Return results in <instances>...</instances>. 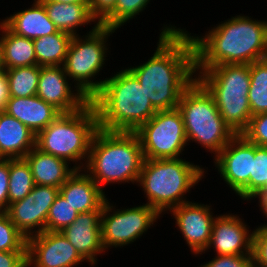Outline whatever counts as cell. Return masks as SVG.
<instances>
[{"mask_svg":"<svg viewBox=\"0 0 267 267\" xmlns=\"http://www.w3.org/2000/svg\"><path fill=\"white\" fill-rule=\"evenodd\" d=\"M156 52L146 63L128 68L138 79L157 111L178 107L184 90L196 79L191 36L182 29L165 27Z\"/></svg>","mask_w":267,"mask_h":267,"instance_id":"6da1fadb","label":"cell"},{"mask_svg":"<svg viewBox=\"0 0 267 267\" xmlns=\"http://www.w3.org/2000/svg\"><path fill=\"white\" fill-rule=\"evenodd\" d=\"M191 38L195 51V70L223 64H251L267 58L265 21L236 16L219 24L203 38Z\"/></svg>","mask_w":267,"mask_h":267,"instance_id":"7a4b0ae2","label":"cell"},{"mask_svg":"<svg viewBox=\"0 0 267 267\" xmlns=\"http://www.w3.org/2000/svg\"><path fill=\"white\" fill-rule=\"evenodd\" d=\"M90 101L97 114L98 128L106 131L135 132L157 112L129 69L105 79Z\"/></svg>","mask_w":267,"mask_h":267,"instance_id":"3957f363","label":"cell"},{"mask_svg":"<svg viewBox=\"0 0 267 267\" xmlns=\"http://www.w3.org/2000/svg\"><path fill=\"white\" fill-rule=\"evenodd\" d=\"M143 160L141 143L135 132L98 128L85 166L90 171L89 176L101 188L106 182H138Z\"/></svg>","mask_w":267,"mask_h":267,"instance_id":"277c9868","label":"cell"},{"mask_svg":"<svg viewBox=\"0 0 267 267\" xmlns=\"http://www.w3.org/2000/svg\"><path fill=\"white\" fill-rule=\"evenodd\" d=\"M204 170L183 159H144L138 182L147 205L161 214L186 203L182 195L201 180Z\"/></svg>","mask_w":267,"mask_h":267,"instance_id":"5b68a950","label":"cell"},{"mask_svg":"<svg viewBox=\"0 0 267 267\" xmlns=\"http://www.w3.org/2000/svg\"><path fill=\"white\" fill-rule=\"evenodd\" d=\"M177 109L187 142L193 140L218 154L236 135L225 123L211 94L195 79L183 92Z\"/></svg>","mask_w":267,"mask_h":267,"instance_id":"8992f818","label":"cell"},{"mask_svg":"<svg viewBox=\"0 0 267 267\" xmlns=\"http://www.w3.org/2000/svg\"><path fill=\"white\" fill-rule=\"evenodd\" d=\"M97 129V114L89 101L78 111L62 113L39 132L35 147L66 161L88 159L90 144Z\"/></svg>","mask_w":267,"mask_h":267,"instance_id":"52a82bcc","label":"cell"},{"mask_svg":"<svg viewBox=\"0 0 267 267\" xmlns=\"http://www.w3.org/2000/svg\"><path fill=\"white\" fill-rule=\"evenodd\" d=\"M114 29L101 26L99 22L87 34L85 40L74 35L68 46L63 63L67 76L77 81V91H81L89 100L101 89L103 81H91L104 64L106 57L105 41L114 33Z\"/></svg>","mask_w":267,"mask_h":267,"instance_id":"ba28073f","label":"cell"},{"mask_svg":"<svg viewBox=\"0 0 267 267\" xmlns=\"http://www.w3.org/2000/svg\"><path fill=\"white\" fill-rule=\"evenodd\" d=\"M135 133L144 159H177L187 144L183 118L177 108L157 111Z\"/></svg>","mask_w":267,"mask_h":267,"instance_id":"9c48e42d","label":"cell"},{"mask_svg":"<svg viewBox=\"0 0 267 267\" xmlns=\"http://www.w3.org/2000/svg\"><path fill=\"white\" fill-rule=\"evenodd\" d=\"M106 199L100 217L103 248L123 246L134 242L160 215L151 206L145 204L123 209L110 215L113 206ZM109 214V215H108ZM108 215V216H106ZM106 217V218H105Z\"/></svg>","mask_w":267,"mask_h":267,"instance_id":"30bf717a","label":"cell"},{"mask_svg":"<svg viewBox=\"0 0 267 267\" xmlns=\"http://www.w3.org/2000/svg\"><path fill=\"white\" fill-rule=\"evenodd\" d=\"M254 157L255 144L250 143L242 134L235 135L215 156L221 177L245 200H248V182Z\"/></svg>","mask_w":267,"mask_h":267,"instance_id":"8fae6325","label":"cell"},{"mask_svg":"<svg viewBox=\"0 0 267 267\" xmlns=\"http://www.w3.org/2000/svg\"><path fill=\"white\" fill-rule=\"evenodd\" d=\"M84 261L61 232L44 231L27 239V263L34 267H73Z\"/></svg>","mask_w":267,"mask_h":267,"instance_id":"7c38bea8","label":"cell"},{"mask_svg":"<svg viewBox=\"0 0 267 267\" xmlns=\"http://www.w3.org/2000/svg\"><path fill=\"white\" fill-rule=\"evenodd\" d=\"M66 79L63 66H40L36 95L61 113L78 111L90 101L81 91L72 93Z\"/></svg>","mask_w":267,"mask_h":267,"instance_id":"4fadbf2b","label":"cell"},{"mask_svg":"<svg viewBox=\"0 0 267 267\" xmlns=\"http://www.w3.org/2000/svg\"><path fill=\"white\" fill-rule=\"evenodd\" d=\"M210 206L186 201L173 212L176 224L193 253L199 254L209 248L214 218Z\"/></svg>","mask_w":267,"mask_h":267,"instance_id":"5bb4252c","label":"cell"},{"mask_svg":"<svg viewBox=\"0 0 267 267\" xmlns=\"http://www.w3.org/2000/svg\"><path fill=\"white\" fill-rule=\"evenodd\" d=\"M235 215L215 218L209 247L214 246L217 255H252L253 232ZM243 249V250H242Z\"/></svg>","mask_w":267,"mask_h":267,"instance_id":"9a60e30c","label":"cell"},{"mask_svg":"<svg viewBox=\"0 0 267 267\" xmlns=\"http://www.w3.org/2000/svg\"><path fill=\"white\" fill-rule=\"evenodd\" d=\"M101 212L102 210H94L80 213L72 224L61 231L80 256L92 265L96 262L95 256L104 251L100 227Z\"/></svg>","mask_w":267,"mask_h":267,"instance_id":"2e32d148","label":"cell"},{"mask_svg":"<svg viewBox=\"0 0 267 267\" xmlns=\"http://www.w3.org/2000/svg\"><path fill=\"white\" fill-rule=\"evenodd\" d=\"M196 78L209 93L248 95L250 64H223L199 72Z\"/></svg>","mask_w":267,"mask_h":267,"instance_id":"e0dca14e","label":"cell"},{"mask_svg":"<svg viewBox=\"0 0 267 267\" xmlns=\"http://www.w3.org/2000/svg\"><path fill=\"white\" fill-rule=\"evenodd\" d=\"M3 111L27 126L34 135L62 114L37 95L25 98L10 97Z\"/></svg>","mask_w":267,"mask_h":267,"instance_id":"ac0fdd59","label":"cell"},{"mask_svg":"<svg viewBox=\"0 0 267 267\" xmlns=\"http://www.w3.org/2000/svg\"><path fill=\"white\" fill-rule=\"evenodd\" d=\"M77 169L59 188V193L80 214L94 210H102L107 199L95 181Z\"/></svg>","mask_w":267,"mask_h":267,"instance_id":"d6986e66","label":"cell"},{"mask_svg":"<svg viewBox=\"0 0 267 267\" xmlns=\"http://www.w3.org/2000/svg\"><path fill=\"white\" fill-rule=\"evenodd\" d=\"M35 139L27 126L0 111V158H24L35 147Z\"/></svg>","mask_w":267,"mask_h":267,"instance_id":"ffe728a7","label":"cell"},{"mask_svg":"<svg viewBox=\"0 0 267 267\" xmlns=\"http://www.w3.org/2000/svg\"><path fill=\"white\" fill-rule=\"evenodd\" d=\"M30 165L34 183L60 188L66 180L81 166L69 169L68 161L44 153L34 147L25 157Z\"/></svg>","mask_w":267,"mask_h":267,"instance_id":"44dd1931","label":"cell"},{"mask_svg":"<svg viewBox=\"0 0 267 267\" xmlns=\"http://www.w3.org/2000/svg\"><path fill=\"white\" fill-rule=\"evenodd\" d=\"M3 23L13 33L31 40L59 31L49 19L44 5L39 0H35L32 8L13 14Z\"/></svg>","mask_w":267,"mask_h":267,"instance_id":"7402d4cb","label":"cell"},{"mask_svg":"<svg viewBox=\"0 0 267 267\" xmlns=\"http://www.w3.org/2000/svg\"><path fill=\"white\" fill-rule=\"evenodd\" d=\"M45 7L49 19L60 31L76 35L75 28L96 19L89 3H57L51 0H39Z\"/></svg>","mask_w":267,"mask_h":267,"instance_id":"603a6c76","label":"cell"},{"mask_svg":"<svg viewBox=\"0 0 267 267\" xmlns=\"http://www.w3.org/2000/svg\"><path fill=\"white\" fill-rule=\"evenodd\" d=\"M225 123L238 135L249 125L252 113L248 95L234 93H210Z\"/></svg>","mask_w":267,"mask_h":267,"instance_id":"cb8c5ba5","label":"cell"},{"mask_svg":"<svg viewBox=\"0 0 267 267\" xmlns=\"http://www.w3.org/2000/svg\"><path fill=\"white\" fill-rule=\"evenodd\" d=\"M29 193L22 200L9 204L6 213L16 228L28 239L33 235L46 231V220L48 215L36 204ZM34 227H38L36 234L31 232ZM32 234V235H31Z\"/></svg>","mask_w":267,"mask_h":267,"instance_id":"d4e9b609","label":"cell"},{"mask_svg":"<svg viewBox=\"0 0 267 267\" xmlns=\"http://www.w3.org/2000/svg\"><path fill=\"white\" fill-rule=\"evenodd\" d=\"M3 55L5 69L37 65L33 40L13 33L3 22Z\"/></svg>","mask_w":267,"mask_h":267,"instance_id":"484cf974","label":"cell"},{"mask_svg":"<svg viewBox=\"0 0 267 267\" xmlns=\"http://www.w3.org/2000/svg\"><path fill=\"white\" fill-rule=\"evenodd\" d=\"M72 35L58 31L33 40L34 50L39 66L63 65Z\"/></svg>","mask_w":267,"mask_h":267,"instance_id":"4316f807","label":"cell"},{"mask_svg":"<svg viewBox=\"0 0 267 267\" xmlns=\"http://www.w3.org/2000/svg\"><path fill=\"white\" fill-rule=\"evenodd\" d=\"M10 97H30L37 94L40 66L5 69Z\"/></svg>","mask_w":267,"mask_h":267,"instance_id":"83f0119b","label":"cell"},{"mask_svg":"<svg viewBox=\"0 0 267 267\" xmlns=\"http://www.w3.org/2000/svg\"><path fill=\"white\" fill-rule=\"evenodd\" d=\"M35 186L31 168L25 158L10 159L8 206L22 200Z\"/></svg>","mask_w":267,"mask_h":267,"instance_id":"f1b7e54d","label":"cell"},{"mask_svg":"<svg viewBox=\"0 0 267 267\" xmlns=\"http://www.w3.org/2000/svg\"><path fill=\"white\" fill-rule=\"evenodd\" d=\"M248 100L252 116L267 112V58L250 64Z\"/></svg>","mask_w":267,"mask_h":267,"instance_id":"f546056e","label":"cell"},{"mask_svg":"<svg viewBox=\"0 0 267 267\" xmlns=\"http://www.w3.org/2000/svg\"><path fill=\"white\" fill-rule=\"evenodd\" d=\"M150 0H117L114 9L99 23L116 30L139 14Z\"/></svg>","mask_w":267,"mask_h":267,"instance_id":"4dcf8cb0","label":"cell"},{"mask_svg":"<svg viewBox=\"0 0 267 267\" xmlns=\"http://www.w3.org/2000/svg\"><path fill=\"white\" fill-rule=\"evenodd\" d=\"M78 214L72 205L59 193L50 207L46 220V231L61 232L74 222Z\"/></svg>","mask_w":267,"mask_h":267,"instance_id":"1f68e13d","label":"cell"},{"mask_svg":"<svg viewBox=\"0 0 267 267\" xmlns=\"http://www.w3.org/2000/svg\"><path fill=\"white\" fill-rule=\"evenodd\" d=\"M267 187V147L255 144V157L252 159V174L248 182V199L254 198Z\"/></svg>","mask_w":267,"mask_h":267,"instance_id":"d6a6232c","label":"cell"},{"mask_svg":"<svg viewBox=\"0 0 267 267\" xmlns=\"http://www.w3.org/2000/svg\"><path fill=\"white\" fill-rule=\"evenodd\" d=\"M0 251H27V238L6 212H0Z\"/></svg>","mask_w":267,"mask_h":267,"instance_id":"836d02e7","label":"cell"},{"mask_svg":"<svg viewBox=\"0 0 267 267\" xmlns=\"http://www.w3.org/2000/svg\"><path fill=\"white\" fill-rule=\"evenodd\" d=\"M242 135L250 143L267 147V112L252 116Z\"/></svg>","mask_w":267,"mask_h":267,"instance_id":"e575fe53","label":"cell"},{"mask_svg":"<svg viewBox=\"0 0 267 267\" xmlns=\"http://www.w3.org/2000/svg\"><path fill=\"white\" fill-rule=\"evenodd\" d=\"M253 267H267V229L263 226L253 231Z\"/></svg>","mask_w":267,"mask_h":267,"instance_id":"d590c367","label":"cell"},{"mask_svg":"<svg viewBox=\"0 0 267 267\" xmlns=\"http://www.w3.org/2000/svg\"><path fill=\"white\" fill-rule=\"evenodd\" d=\"M30 194L34 200L33 203L48 215L51 205L59 194V188L35 184Z\"/></svg>","mask_w":267,"mask_h":267,"instance_id":"8d00e7d4","label":"cell"},{"mask_svg":"<svg viewBox=\"0 0 267 267\" xmlns=\"http://www.w3.org/2000/svg\"><path fill=\"white\" fill-rule=\"evenodd\" d=\"M201 267H253L252 255H218Z\"/></svg>","mask_w":267,"mask_h":267,"instance_id":"74e56055","label":"cell"},{"mask_svg":"<svg viewBox=\"0 0 267 267\" xmlns=\"http://www.w3.org/2000/svg\"><path fill=\"white\" fill-rule=\"evenodd\" d=\"M10 159L0 158V212L8 209Z\"/></svg>","mask_w":267,"mask_h":267,"instance_id":"f35d334b","label":"cell"},{"mask_svg":"<svg viewBox=\"0 0 267 267\" xmlns=\"http://www.w3.org/2000/svg\"><path fill=\"white\" fill-rule=\"evenodd\" d=\"M27 251H0V267H24Z\"/></svg>","mask_w":267,"mask_h":267,"instance_id":"ab89813d","label":"cell"},{"mask_svg":"<svg viewBox=\"0 0 267 267\" xmlns=\"http://www.w3.org/2000/svg\"><path fill=\"white\" fill-rule=\"evenodd\" d=\"M117 0H90L91 14L100 23L115 7Z\"/></svg>","mask_w":267,"mask_h":267,"instance_id":"60d3db41","label":"cell"},{"mask_svg":"<svg viewBox=\"0 0 267 267\" xmlns=\"http://www.w3.org/2000/svg\"><path fill=\"white\" fill-rule=\"evenodd\" d=\"M9 87L5 70H0V111H3L9 100Z\"/></svg>","mask_w":267,"mask_h":267,"instance_id":"b9f144b4","label":"cell"},{"mask_svg":"<svg viewBox=\"0 0 267 267\" xmlns=\"http://www.w3.org/2000/svg\"><path fill=\"white\" fill-rule=\"evenodd\" d=\"M258 197L260 201V207L261 210H263V213L267 216V187L262 189L256 196Z\"/></svg>","mask_w":267,"mask_h":267,"instance_id":"7bdbcfd3","label":"cell"},{"mask_svg":"<svg viewBox=\"0 0 267 267\" xmlns=\"http://www.w3.org/2000/svg\"><path fill=\"white\" fill-rule=\"evenodd\" d=\"M0 70H5L2 37L0 39Z\"/></svg>","mask_w":267,"mask_h":267,"instance_id":"ee69618b","label":"cell"},{"mask_svg":"<svg viewBox=\"0 0 267 267\" xmlns=\"http://www.w3.org/2000/svg\"><path fill=\"white\" fill-rule=\"evenodd\" d=\"M57 3H89L90 0H51Z\"/></svg>","mask_w":267,"mask_h":267,"instance_id":"f6af8a7d","label":"cell"}]
</instances>
